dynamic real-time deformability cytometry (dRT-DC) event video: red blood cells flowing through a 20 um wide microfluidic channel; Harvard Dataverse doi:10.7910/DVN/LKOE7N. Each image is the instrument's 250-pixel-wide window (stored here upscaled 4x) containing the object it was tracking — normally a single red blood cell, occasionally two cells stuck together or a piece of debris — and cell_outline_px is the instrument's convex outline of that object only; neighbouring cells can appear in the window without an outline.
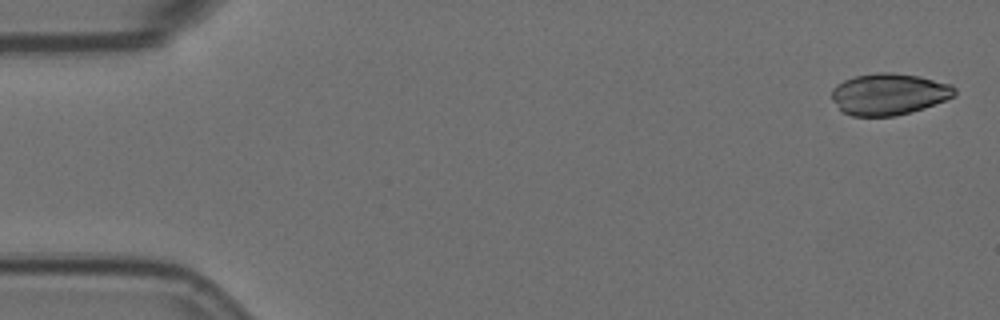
{"species": "Egyptian fruit bat (a non-hibernating species)", "species_latin": "Rousettus aegyptiacus", "temperature_condition": "room temperature", "stored_images_in_passage": 5, "camera_frame_rate_fps": 3000, "um_per_image_px": 0.085, "animal": {"sex": "female"}, "frame": {"image": 1, "passage_image": 1, "time_ms": 0.0, "image_size_px": [1000, 320], "cell_outline_px": [[956, 96], [924, 108], [912, 112], [896, 116], [852, 116], [844, 112], [832, 100], [832, 88], [836, 84], [844, 80], [856, 76], [876, 72], [892, 72], [920, 76], [952, 84], [956, 88]], "centroid_in_image_um": [75.59, 7.99], "position_along_channel_um": 9.4, "area_um2": 30.0}}
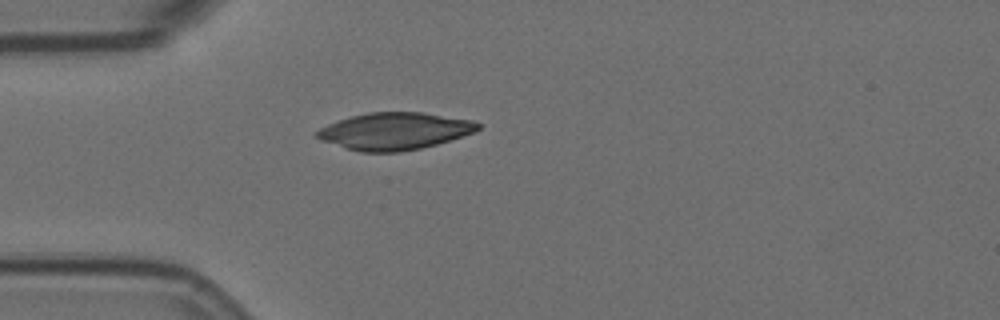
{"frame": {"image": 2, "passage_image": 5, "time_ms": 1.333, "image_size_px": [1000, 320], "cell_outline_px": [[480, 128], [476, 132], [436, 144], [420, 148], [400, 152], [360, 152], [320, 140], [312, 136], [320, 128], [328, 124], [352, 116], [368, 112], [424, 112], [472, 120], [480, 124]], "centroid_in_image_um": [33.54, 11.14], "position_along_channel_um": 51.5, "area_um2": 34.8}}